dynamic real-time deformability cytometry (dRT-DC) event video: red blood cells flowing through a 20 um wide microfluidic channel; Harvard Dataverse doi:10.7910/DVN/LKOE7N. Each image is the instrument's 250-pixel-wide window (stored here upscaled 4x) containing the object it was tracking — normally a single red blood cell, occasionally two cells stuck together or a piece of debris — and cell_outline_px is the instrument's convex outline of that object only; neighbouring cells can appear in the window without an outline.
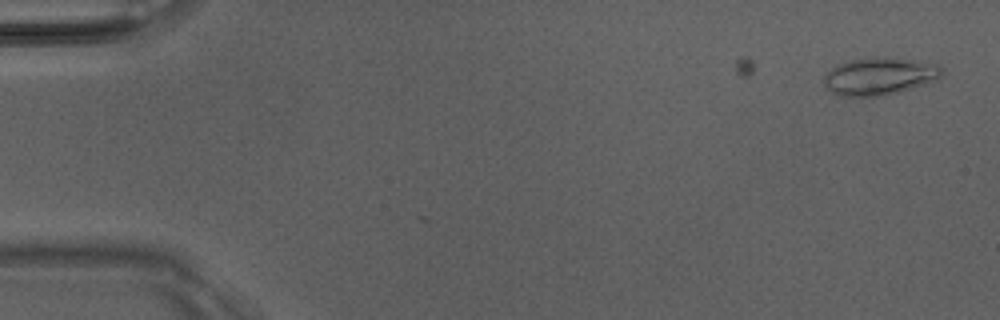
{"species": "Egyptian fruit bat (a non-hibernating species)", "species_latin": "Rousettus aegyptiacus", "temperature_condition": "room temperature", "stored_images_in_passage": 13, "camera_frame_rate_fps": 3000, "um_per_image_px": 0.085, "animal": {"sex": "male"}, "frame": {"image": 1, "passage_image": 1, "time_ms": 0.0, "image_size_px": [1000, 320], "cell_outline_px": [[944, 68], [940, 76], [920, 84], [896, 92], [880, 96], [840, 96], [824, 88], [824, 76], [836, 64], [852, 60], [884, 56], [940, 64]], "centroid_in_image_um": [74.69, 6.46], "position_along_channel_um": 10.3, "area_um2": 25.32}}